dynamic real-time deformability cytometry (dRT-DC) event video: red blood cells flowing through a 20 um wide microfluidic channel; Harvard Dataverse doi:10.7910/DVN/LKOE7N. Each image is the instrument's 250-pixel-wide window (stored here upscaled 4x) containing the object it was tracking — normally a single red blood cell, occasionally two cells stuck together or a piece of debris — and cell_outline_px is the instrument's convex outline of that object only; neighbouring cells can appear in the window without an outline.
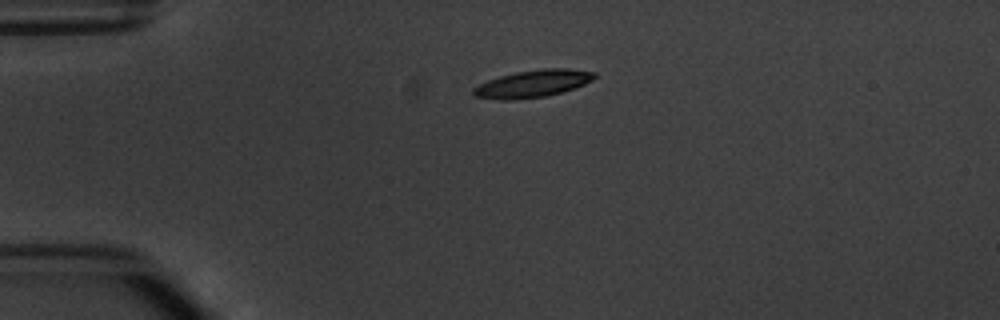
{"species": "common noctule bat (a hibernating species)", "species_latin": "Nyctalus noctula", "temperature_condition": "warm", "stored_images_in_passage": 2, "camera_frame_rate_fps": 3000, "um_per_image_px": 0.085, "animal": {"sex": "male", "body_mass_g": 20.1, "forearm_length_mm": 53.5}, "frame": {"image": 1, "passage_image": 1, "time_ms": 0.0, "image_size_px": [1000, 320], "cell_outline_px": [[596, 76], [592, 80], [584, 84], [548, 96], [516, 100], [500, 100], [476, 96], [472, 92], [472, 88], [488, 80], [500, 76], [516, 72], [544, 68], [568, 68], [596, 72]], "centroid_in_image_um": [45.28, 7.11], "position_along_channel_um": 39.7, "area_um2": 19.19}}